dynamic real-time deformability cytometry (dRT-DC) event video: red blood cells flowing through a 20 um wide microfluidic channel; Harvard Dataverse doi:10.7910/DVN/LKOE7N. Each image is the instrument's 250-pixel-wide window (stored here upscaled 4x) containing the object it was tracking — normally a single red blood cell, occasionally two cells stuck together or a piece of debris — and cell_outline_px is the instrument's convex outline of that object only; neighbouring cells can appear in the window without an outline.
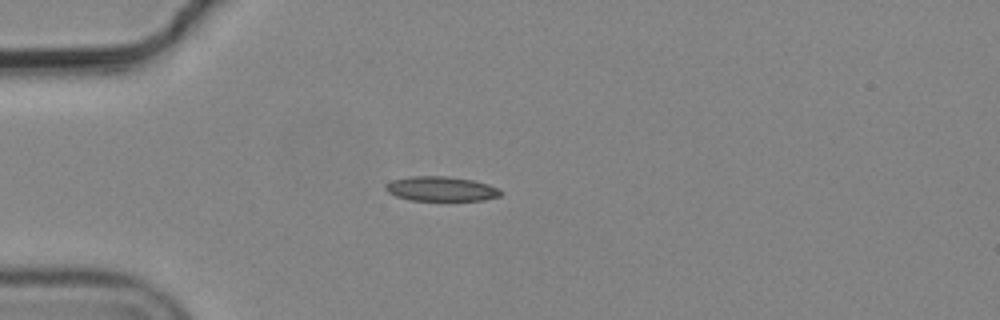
{"species": "common noctule bat (a hibernating species)", "species_latin": "Nyctalus noctula", "temperature_condition": "cold", "stored_images_in_passage": 6, "camera_frame_rate_fps": 3000, "um_per_image_px": 0.085, "animal": {"sex": "male", "body_mass_g": 19.2, "forearm_length_mm": 51.8}, "frame": {"image": 1, "passage_image": 4, "time_ms": 1.0, "image_size_px": [1000, 320], "cell_outline_px": [[504, 192], [500, 196], [484, 200], [408, 200], [396, 196], [388, 192], [384, 188], [384, 184], [392, 180], [412, 176], [448, 176], [472, 180], [488, 184], [500, 188]], "centroid_in_image_um": [37.5, 16.05], "position_along_channel_um": 47.5, "area_um2": 16.65}}
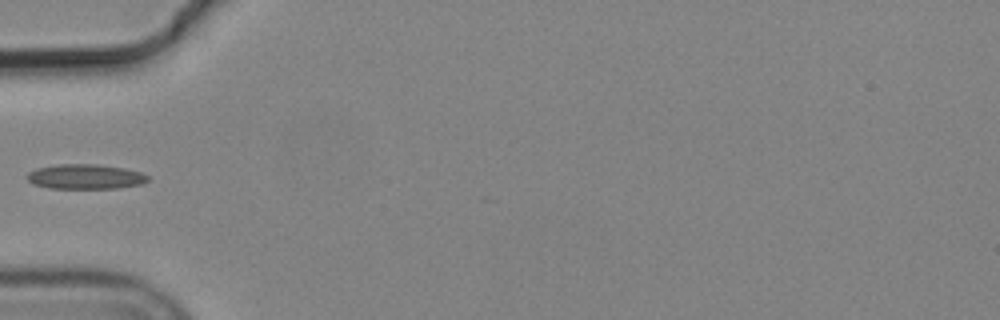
{"frame": {"image": 2, "passage_image": 5, "time_ms": 1.333, "image_size_px": [1000, 320], "cell_outline_px": [[148, 180], [144, 184], [116, 188], [48, 188], [32, 184], [28, 180], [28, 172], [36, 168], [56, 164], [96, 164], [124, 168], [140, 172], [148, 176]], "centroid_in_image_um": [7.24, 15.01], "position_along_channel_um": 77.8, "area_um2": 17.51}}
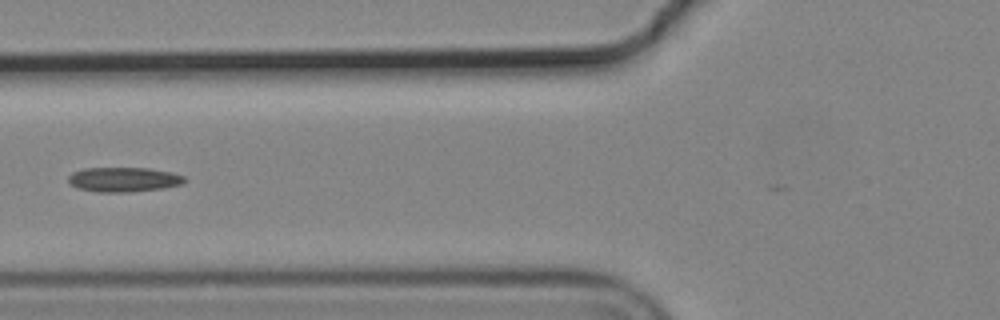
{"frame": {"image": 3, "passage_image": 6, "time_ms": 1.667, "image_size_px": [1000, 320], "cell_outline_px": [[184, 184], [164, 188], [128, 192], [100, 192], [80, 188], [72, 184], [68, 180], [68, 176], [72, 172], [84, 168], [148, 168], [172, 172], [184, 176]], "centroid_in_image_um": [10.54, 15.25], "position_along_channel_um": 115.3, "area_um2": 16.59}}